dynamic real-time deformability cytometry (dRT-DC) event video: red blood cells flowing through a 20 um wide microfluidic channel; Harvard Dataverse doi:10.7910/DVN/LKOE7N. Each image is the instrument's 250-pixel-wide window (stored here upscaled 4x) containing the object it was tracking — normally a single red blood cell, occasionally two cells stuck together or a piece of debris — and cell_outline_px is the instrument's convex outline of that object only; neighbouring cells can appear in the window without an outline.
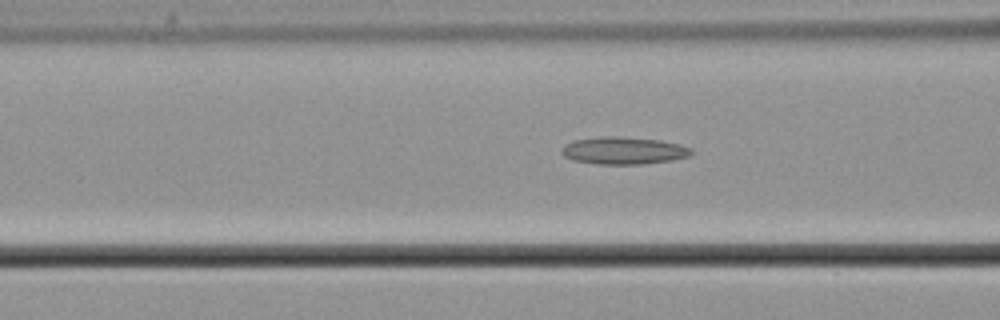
{"species": "common noctule bat (a hibernating species)", "species_latin": "Nyctalus noctula", "temperature_condition": "cold", "stored_images_in_passage": 34, "camera_frame_rate_fps": 3000, "um_per_image_px": 0.085, "animal": {"sex": "male", "body_mass_g": 21.5, "forearm_length_mm": 52.0}, "frame": {"image": 1, "passage_image": 19, "time_ms": 6.0, "image_size_px": [1000, 320], "cell_outline_px": [[692, 152], [688, 156], [672, 160], [644, 164], [596, 164], [572, 160], [564, 156], [560, 152], [572, 140], [600, 136], [620, 136], [660, 140], [680, 144], [692, 148]], "centroid_in_image_um": [53.01, 12.79], "position_along_channel_um": 113.6, "area_um2": 20.75}}
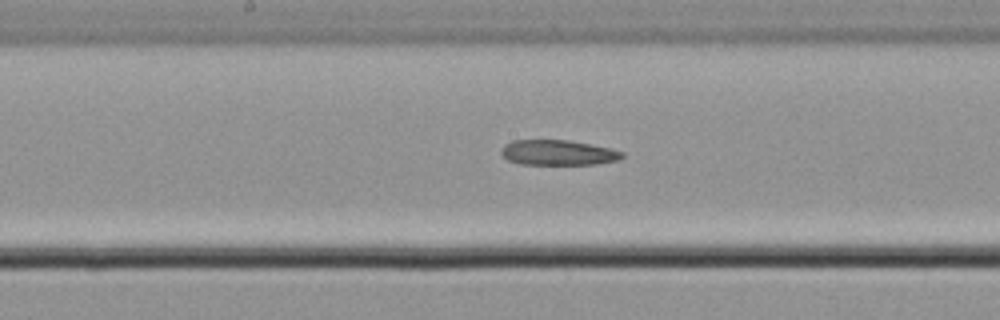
{"frame": {"image": 2, "passage_image": 26, "time_ms": 8.333, "image_size_px": [1000, 320], "cell_outline_px": [[624, 156], [620, 160], [596, 164], [520, 164], [508, 160], [500, 152], [504, 144], [512, 140], [568, 140], [592, 144], [612, 148], [624, 152]], "centroid_in_image_um": [47.47, 12.97], "position_along_channel_um": 200.7, "area_um2": 17.92}}
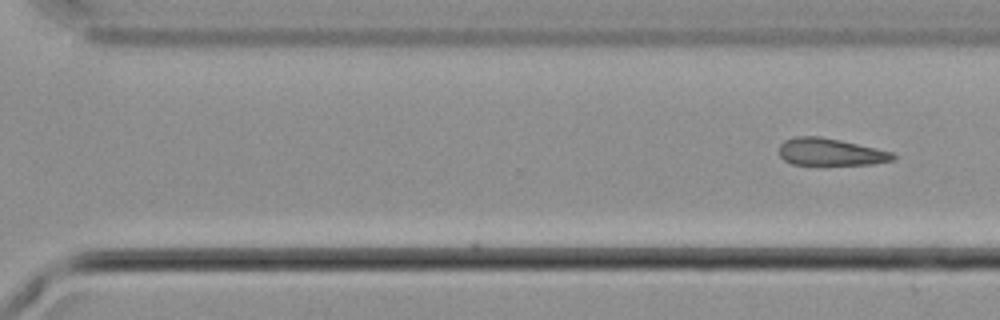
{"frame": {"image": 3, "passage_image": 34, "time_ms": 11.0, "image_size_px": [1000, 320], "cell_outline_px": [[896, 156], [892, 160], [872, 164], [792, 164], [784, 160], [780, 156], [780, 144], [784, 140], [796, 136], [820, 136], [840, 140], [876, 148], [892, 152]], "centroid_in_image_um": [70.56, 12.91], "position_along_channel_um": 300.0, "area_um2": 17.86}}